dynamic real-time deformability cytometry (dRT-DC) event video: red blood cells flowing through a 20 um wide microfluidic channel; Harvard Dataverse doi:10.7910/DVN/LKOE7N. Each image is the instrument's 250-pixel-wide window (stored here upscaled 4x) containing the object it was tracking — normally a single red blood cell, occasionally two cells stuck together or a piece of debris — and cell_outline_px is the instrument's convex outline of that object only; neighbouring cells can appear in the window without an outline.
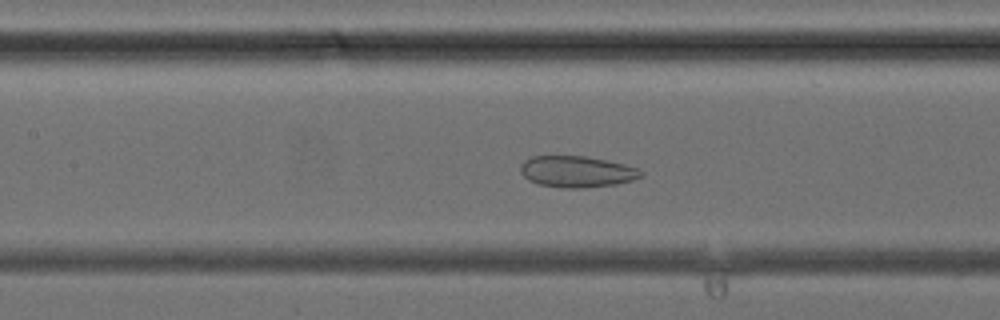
{"species": "common noctule bat (a hibernating species)", "species_latin": "Nyctalus noctula", "temperature_condition": "cold", "stored_images_in_passage": 38, "camera_frame_rate_fps": 3000, "um_per_image_px": 0.085, "animal": {"sex": "female", "body_mass_g": 24.6, "forearm_length_mm": 56.2}, "frame": {"image": 1, "passage_image": 18, "time_ms": 5.667, "image_size_px": [1000, 320], "cell_outline_px": [[644, 176], [632, 180], [616, 184], [584, 188], [560, 188], [540, 184], [528, 180], [520, 172], [520, 164], [524, 160], [532, 156], [584, 156], [624, 164], [636, 168], [644, 172]], "centroid_in_image_um": [49.01, 14.59], "position_along_channel_um": 158.4, "area_um2": 22.02}}
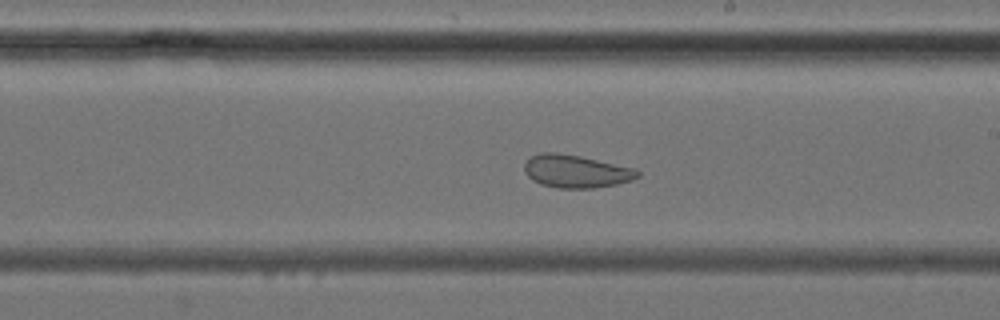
{"frame": {"image": 2, "passage_image": 23, "time_ms": 7.333, "image_size_px": [1000, 320], "cell_outline_px": [[640, 176], [632, 180], [616, 184], [592, 188], [556, 188], [540, 184], [532, 180], [524, 172], [524, 164], [532, 156], [540, 152], [556, 152], [580, 156], [636, 168], [640, 172]], "centroid_in_image_um": [48.96, 14.56], "position_along_channel_um": 240.0, "area_um2": 21.79}}
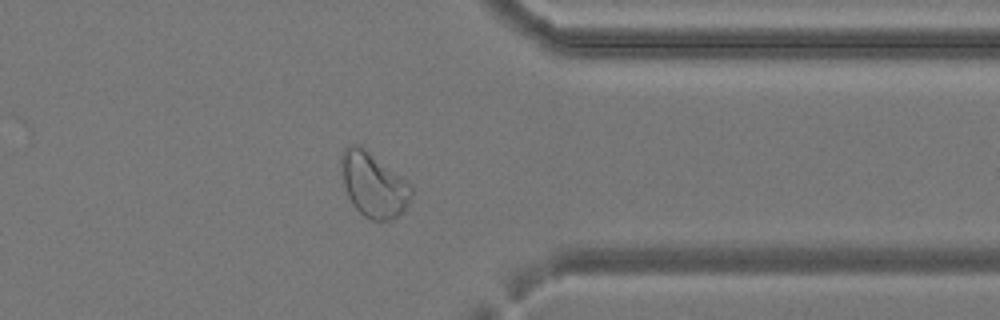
{"frame": {"image": 3, "passage_image": 32, "time_ms": 10.333, "image_size_px": [1000, 320], "cell_outline_px": [[412, 196], [404, 212], [392, 220], [372, 220], [364, 216], [352, 204], [348, 196], [344, 184], [340, 160], [340, 152], [348, 144], [360, 144], [408, 180], [412, 188]], "centroid_in_image_um": [31.76, 15.68], "position_along_channel_um": 379.6, "area_um2": 26.82}}